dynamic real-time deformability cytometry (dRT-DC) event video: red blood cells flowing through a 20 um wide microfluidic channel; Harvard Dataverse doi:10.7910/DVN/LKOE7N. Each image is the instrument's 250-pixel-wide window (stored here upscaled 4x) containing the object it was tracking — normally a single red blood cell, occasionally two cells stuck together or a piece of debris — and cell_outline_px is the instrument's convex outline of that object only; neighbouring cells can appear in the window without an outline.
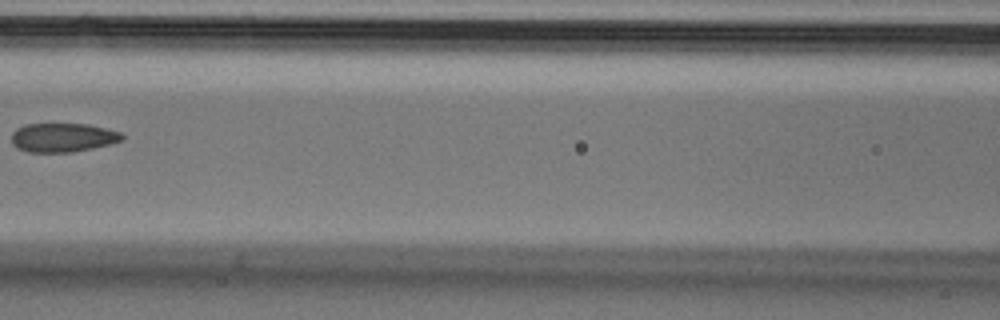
{"species": "Egyptian fruit bat (a non-hibernating species)", "species_latin": "Rousettus aegyptiacus", "temperature_condition": "cold", "stored_images_in_passage": 6, "camera_frame_rate_fps": 3000, "um_per_image_px": 0.085, "animal": {"sex": "male"}, "frame": {"image": 1, "passage_image": 6, "time_ms": 1.667, "image_size_px": [1000, 320], "cell_outline_px": [[124, 140], [92, 148], [72, 152], [28, 152], [16, 148], [12, 144], [12, 132], [16, 128], [24, 124], [88, 124], [120, 132], [124, 136]], "centroid_in_image_um": [5.3, 11.69], "position_along_channel_um": 161.3, "area_um2": 18.67}}